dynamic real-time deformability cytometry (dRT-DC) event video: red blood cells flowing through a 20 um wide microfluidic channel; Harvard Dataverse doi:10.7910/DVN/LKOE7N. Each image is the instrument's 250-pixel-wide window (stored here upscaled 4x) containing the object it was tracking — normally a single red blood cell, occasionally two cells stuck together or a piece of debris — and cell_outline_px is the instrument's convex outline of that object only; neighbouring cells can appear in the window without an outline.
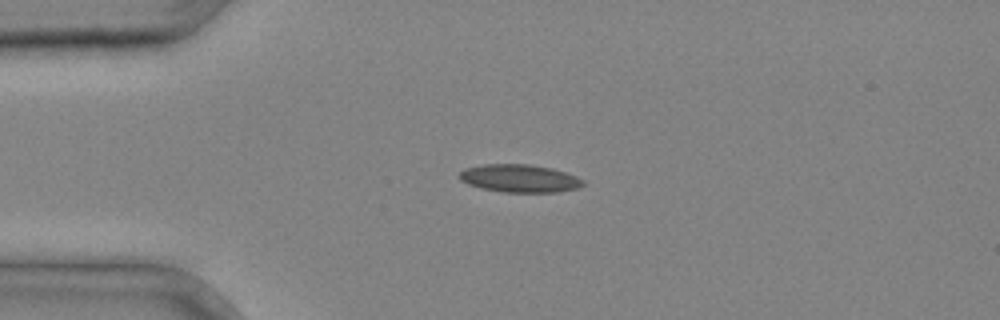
{"species": "common noctule bat (a hibernating species)", "species_latin": "Nyctalus noctula", "temperature_condition": "cold", "stored_images_in_passage": 29, "camera_frame_rate_fps": 3000, "um_per_image_px": 0.085, "animal": {"sex": "male", "body_mass_g": 20.4}, "frame": {"image": 1, "passage_image": 1, "time_ms": 0.0, "image_size_px": [1000, 320], "cell_outline_px": [[584, 184], [580, 188], [556, 192], [504, 192], [480, 188], [468, 184], [460, 180], [460, 172], [464, 168], [484, 164], [528, 164], [552, 168], [576, 176], [584, 180]], "centroid_in_image_um": [44.17, 15.16], "position_along_channel_um": 40.8, "area_um2": 20.11}}
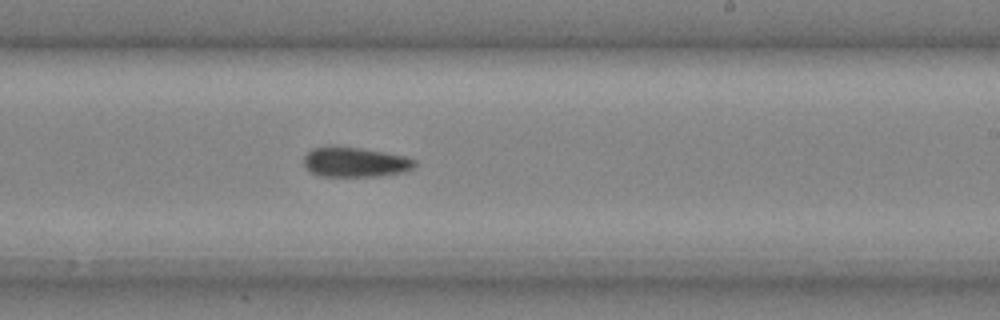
{"frame": {"image": 2, "passage_image": 15, "time_ms": 4.667, "image_size_px": [1000, 320], "cell_outline_px": [[416, 164], [412, 168], [400, 172], [376, 176], [320, 176], [312, 172], [304, 164], [304, 156], [312, 148], [332, 144], [336, 144], [384, 152], [404, 156], [416, 160]], "centroid_in_image_um": [30.13, 13.74], "position_along_channel_um": 258.9, "area_um2": 19.36}}
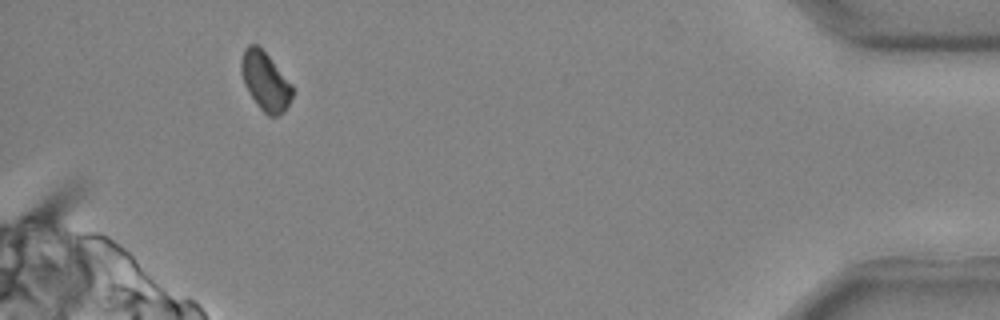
{"frame": {"image": 3, "passage_image": 27, "time_ms": 8.667, "image_size_px": [1000, 320], "cell_outline_px": [[292, 96], [284, 112], [276, 116], [268, 116], [260, 108], [244, 84], [240, 68], [240, 64], [244, 48], [248, 44], [256, 44], [268, 56], [292, 84]], "centroid_in_image_um": [22.54, 6.9], "position_along_channel_um": 412.7, "area_um2": 17.11}}